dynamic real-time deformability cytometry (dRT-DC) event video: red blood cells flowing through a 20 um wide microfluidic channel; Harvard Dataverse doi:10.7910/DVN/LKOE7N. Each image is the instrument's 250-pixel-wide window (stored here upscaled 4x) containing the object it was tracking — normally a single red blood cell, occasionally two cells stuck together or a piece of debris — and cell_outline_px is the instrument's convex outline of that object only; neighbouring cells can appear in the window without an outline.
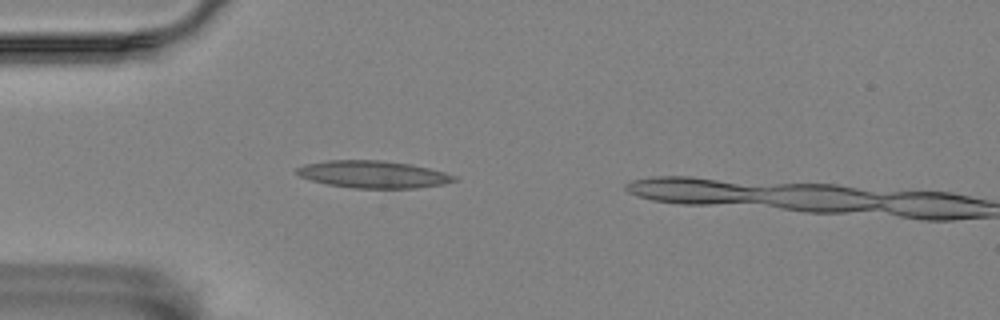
{"species": "Egyptian fruit bat (a non-hibernating species)", "species_latin": "Rousettus aegyptiacus", "temperature_condition": "room temperature", "stored_images_in_passage": 3, "camera_frame_rate_fps": 3000, "um_per_image_px": 0.085, "animal": {"sex": "female"}, "frame": {"image": 1, "passage_image": 2, "time_ms": 1.0, "image_size_px": [1000, 320], "cell_outline_px": [[460, 180], [444, 184], [416, 188], [352, 188], [328, 184], [312, 180], [300, 176], [296, 172], [296, 168], [304, 164], [328, 160], [384, 160], [408, 164], [428, 168], [444, 172], [456, 176]], "centroid_in_image_um": [31.74, 14.82], "position_along_channel_um": 53.3, "area_um2": 24.97}}